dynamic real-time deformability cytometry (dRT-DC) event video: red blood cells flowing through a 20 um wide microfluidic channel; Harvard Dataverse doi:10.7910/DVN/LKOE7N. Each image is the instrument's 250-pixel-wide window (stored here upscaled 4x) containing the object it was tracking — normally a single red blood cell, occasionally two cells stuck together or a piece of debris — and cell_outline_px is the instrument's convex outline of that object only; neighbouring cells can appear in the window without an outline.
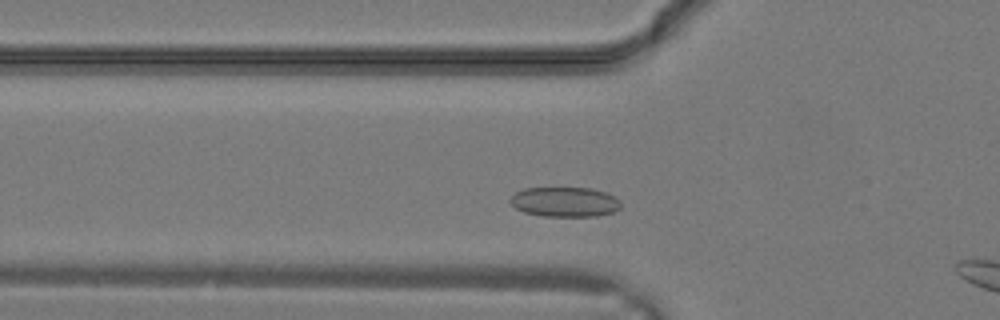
{"species": "common noctule bat (a hibernating species)", "species_latin": "Nyctalus noctula", "temperature_condition": "warm", "stored_images_in_passage": 5, "camera_frame_rate_fps": 3000, "um_per_image_px": 0.085, "animal": {"sex": "male", "body_mass_g": 19.2, "forearm_length_mm": 51.8}, "frame": {"image": 1, "passage_image": 3, "time_ms": 0.667, "image_size_px": [1000, 320], "cell_outline_px": [[620, 208], [616, 212], [596, 216], [544, 216], [524, 212], [516, 208], [508, 200], [516, 192], [524, 188], [592, 188], [616, 196], [620, 200]], "centroid_in_image_um": [48.04, 17.16], "position_along_channel_um": 77.8, "area_um2": 19.31}}